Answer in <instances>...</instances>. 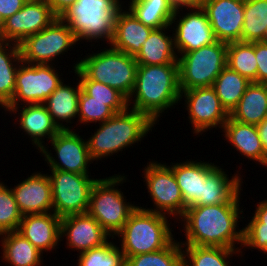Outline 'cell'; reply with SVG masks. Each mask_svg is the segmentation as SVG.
<instances>
[{"label":"cell","mask_w":267,"mask_h":266,"mask_svg":"<svg viewBox=\"0 0 267 266\" xmlns=\"http://www.w3.org/2000/svg\"><path fill=\"white\" fill-rule=\"evenodd\" d=\"M63 83L61 82L43 104L59 129H70L60 122L71 123L72 119L77 118L81 85L77 82L78 85L75 88Z\"/></svg>","instance_id":"obj_28"},{"label":"cell","mask_w":267,"mask_h":266,"mask_svg":"<svg viewBox=\"0 0 267 266\" xmlns=\"http://www.w3.org/2000/svg\"><path fill=\"white\" fill-rule=\"evenodd\" d=\"M256 206L254 216L249 223H264V226H267V200L260 201Z\"/></svg>","instance_id":"obj_45"},{"label":"cell","mask_w":267,"mask_h":266,"mask_svg":"<svg viewBox=\"0 0 267 266\" xmlns=\"http://www.w3.org/2000/svg\"><path fill=\"white\" fill-rule=\"evenodd\" d=\"M179 56L180 90L210 87L226 66L227 43L217 40Z\"/></svg>","instance_id":"obj_8"},{"label":"cell","mask_w":267,"mask_h":266,"mask_svg":"<svg viewBox=\"0 0 267 266\" xmlns=\"http://www.w3.org/2000/svg\"><path fill=\"white\" fill-rule=\"evenodd\" d=\"M220 166H215L202 182V196L194 206L226 204L240 202V191L244 183L241 175L234 174L231 179Z\"/></svg>","instance_id":"obj_22"},{"label":"cell","mask_w":267,"mask_h":266,"mask_svg":"<svg viewBox=\"0 0 267 266\" xmlns=\"http://www.w3.org/2000/svg\"><path fill=\"white\" fill-rule=\"evenodd\" d=\"M267 114V84L251 82L229 116L238 122L258 125Z\"/></svg>","instance_id":"obj_27"},{"label":"cell","mask_w":267,"mask_h":266,"mask_svg":"<svg viewBox=\"0 0 267 266\" xmlns=\"http://www.w3.org/2000/svg\"><path fill=\"white\" fill-rule=\"evenodd\" d=\"M263 253H266V254H267V247H266V249L263 251Z\"/></svg>","instance_id":"obj_50"},{"label":"cell","mask_w":267,"mask_h":266,"mask_svg":"<svg viewBox=\"0 0 267 266\" xmlns=\"http://www.w3.org/2000/svg\"><path fill=\"white\" fill-rule=\"evenodd\" d=\"M185 97V107L194 133L201 134L208 129H222L229 118V113L222 106L212 86L181 91L180 99Z\"/></svg>","instance_id":"obj_14"},{"label":"cell","mask_w":267,"mask_h":266,"mask_svg":"<svg viewBox=\"0 0 267 266\" xmlns=\"http://www.w3.org/2000/svg\"><path fill=\"white\" fill-rule=\"evenodd\" d=\"M28 0H0V12L4 20L18 12Z\"/></svg>","instance_id":"obj_43"},{"label":"cell","mask_w":267,"mask_h":266,"mask_svg":"<svg viewBox=\"0 0 267 266\" xmlns=\"http://www.w3.org/2000/svg\"><path fill=\"white\" fill-rule=\"evenodd\" d=\"M4 260L11 266H40L43 259L33 244L18 231L6 232L0 235Z\"/></svg>","instance_id":"obj_29"},{"label":"cell","mask_w":267,"mask_h":266,"mask_svg":"<svg viewBox=\"0 0 267 266\" xmlns=\"http://www.w3.org/2000/svg\"><path fill=\"white\" fill-rule=\"evenodd\" d=\"M99 124L97 131L87 139L93 161L138 143L155 125L145 114L129 107Z\"/></svg>","instance_id":"obj_3"},{"label":"cell","mask_w":267,"mask_h":266,"mask_svg":"<svg viewBox=\"0 0 267 266\" xmlns=\"http://www.w3.org/2000/svg\"><path fill=\"white\" fill-rule=\"evenodd\" d=\"M256 127L265 152V158L267 159V119H264Z\"/></svg>","instance_id":"obj_47"},{"label":"cell","mask_w":267,"mask_h":266,"mask_svg":"<svg viewBox=\"0 0 267 266\" xmlns=\"http://www.w3.org/2000/svg\"><path fill=\"white\" fill-rule=\"evenodd\" d=\"M183 248L175 239L165 248L126 258L125 266H183Z\"/></svg>","instance_id":"obj_36"},{"label":"cell","mask_w":267,"mask_h":266,"mask_svg":"<svg viewBox=\"0 0 267 266\" xmlns=\"http://www.w3.org/2000/svg\"><path fill=\"white\" fill-rule=\"evenodd\" d=\"M138 63L134 56L110 46L102 52L86 55L74 65L89 80L108 85L129 99L136 79Z\"/></svg>","instance_id":"obj_6"},{"label":"cell","mask_w":267,"mask_h":266,"mask_svg":"<svg viewBox=\"0 0 267 266\" xmlns=\"http://www.w3.org/2000/svg\"><path fill=\"white\" fill-rule=\"evenodd\" d=\"M171 3V6L174 8L175 11L180 10L182 11L183 7L184 8H198L202 7L204 2L206 0H169Z\"/></svg>","instance_id":"obj_46"},{"label":"cell","mask_w":267,"mask_h":266,"mask_svg":"<svg viewBox=\"0 0 267 266\" xmlns=\"http://www.w3.org/2000/svg\"><path fill=\"white\" fill-rule=\"evenodd\" d=\"M226 65L250 82L257 83L255 42H232L227 44Z\"/></svg>","instance_id":"obj_33"},{"label":"cell","mask_w":267,"mask_h":266,"mask_svg":"<svg viewBox=\"0 0 267 266\" xmlns=\"http://www.w3.org/2000/svg\"><path fill=\"white\" fill-rule=\"evenodd\" d=\"M239 202L226 204L191 206L186 208L180 221H184L186 241L181 245L223 247L239 249L243 245V228L239 227L241 218ZM241 244L236 248L235 244Z\"/></svg>","instance_id":"obj_1"},{"label":"cell","mask_w":267,"mask_h":266,"mask_svg":"<svg viewBox=\"0 0 267 266\" xmlns=\"http://www.w3.org/2000/svg\"><path fill=\"white\" fill-rule=\"evenodd\" d=\"M21 108L22 110L18 109ZM20 110L19 128L24 130L32 140L33 145L40 151L45 145L43 139L49 140L54 138L61 130L53 122V119L44 104H23V106H15L9 110V113H17Z\"/></svg>","instance_id":"obj_21"},{"label":"cell","mask_w":267,"mask_h":266,"mask_svg":"<svg viewBox=\"0 0 267 266\" xmlns=\"http://www.w3.org/2000/svg\"><path fill=\"white\" fill-rule=\"evenodd\" d=\"M119 0H76L59 17L73 31L77 42L106 40L110 44L116 16L122 9Z\"/></svg>","instance_id":"obj_5"},{"label":"cell","mask_w":267,"mask_h":266,"mask_svg":"<svg viewBox=\"0 0 267 266\" xmlns=\"http://www.w3.org/2000/svg\"><path fill=\"white\" fill-rule=\"evenodd\" d=\"M167 218L165 214L137 206L123 228L115 235L121 238L119 248L125 259L167 247L174 240Z\"/></svg>","instance_id":"obj_4"},{"label":"cell","mask_w":267,"mask_h":266,"mask_svg":"<svg viewBox=\"0 0 267 266\" xmlns=\"http://www.w3.org/2000/svg\"><path fill=\"white\" fill-rule=\"evenodd\" d=\"M222 128L225 139L232 143L241 155L258 161L260 165H266L267 159L256 125L241 123L229 116Z\"/></svg>","instance_id":"obj_25"},{"label":"cell","mask_w":267,"mask_h":266,"mask_svg":"<svg viewBox=\"0 0 267 266\" xmlns=\"http://www.w3.org/2000/svg\"><path fill=\"white\" fill-rule=\"evenodd\" d=\"M255 57L257 61V83L267 84V42H255Z\"/></svg>","instance_id":"obj_42"},{"label":"cell","mask_w":267,"mask_h":266,"mask_svg":"<svg viewBox=\"0 0 267 266\" xmlns=\"http://www.w3.org/2000/svg\"><path fill=\"white\" fill-rule=\"evenodd\" d=\"M244 246L264 251L267 247V226H264V223H248L243 228L242 247Z\"/></svg>","instance_id":"obj_41"},{"label":"cell","mask_w":267,"mask_h":266,"mask_svg":"<svg viewBox=\"0 0 267 266\" xmlns=\"http://www.w3.org/2000/svg\"><path fill=\"white\" fill-rule=\"evenodd\" d=\"M0 182V235L18 231L22 214L19 212L12 189Z\"/></svg>","instance_id":"obj_39"},{"label":"cell","mask_w":267,"mask_h":266,"mask_svg":"<svg viewBox=\"0 0 267 266\" xmlns=\"http://www.w3.org/2000/svg\"><path fill=\"white\" fill-rule=\"evenodd\" d=\"M50 142L58 159L52 156L46 146L39 151L44 155L50 169L89 174L87 169L93 160L89 154L87 141L78 133L71 129H61Z\"/></svg>","instance_id":"obj_13"},{"label":"cell","mask_w":267,"mask_h":266,"mask_svg":"<svg viewBox=\"0 0 267 266\" xmlns=\"http://www.w3.org/2000/svg\"><path fill=\"white\" fill-rule=\"evenodd\" d=\"M126 177L115 175L98 179L94 184L87 213L95 218L102 228L114 239L125 225L136 205L126 202L123 192L118 187Z\"/></svg>","instance_id":"obj_7"},{"label":"cell","mask_w":267,"mask_h":266,"mask_svg":"<svg viewBox=\"0 0 267 266\" xmlns=\"http://www.w3.org/2000/svg\"><path fill=\"white\" fill-rule=\"evenodd\" d=\"M52 12L60 17L66 9L73 5L76 0H47Z\"/></svg>","instance_id":"obj_44"},{"label":"cell","mask_w":267,"mask_h":266,"mask_svg":"<svg viewBox=\"0 0 267 266\" xmlns=\"http://www.w3.org/2000/svg\"><path fill=\"white\" fill-rule=\"evenodd\" d=\"M180 95L178 62L138 65L127 104L129 107L133 103L129 108L145 114L155 124L162 112L180 102Z\"/></svg>","instance_id":"obj_2"},{"label":"cell","mask_w":267,"mask_h":266,"mask_svg":"<svg viewBox=\"0 0 267 266\" xmlns=\"http://www.w3.org/2000/svg\"><path fill=\"white\" fill-rule=\"evenodd\" d=\"M180 10L175 11L171 25L176 24L174 29V46L178 55L199 49L203 46L216 42L208 16L202 7L191 8L185 15ZM179 16V20L178 17ZM182 17V18H181ZM177 20V21H175Z\"/></svg>","instance_id":"obj_16"},{"label":"cell","mask_w":267,"mask_h":266,"mask_svg":"<svg viewBox=\"0 0 267 266\" xmlns=\"http://www.w3.org/2000/svg\"><path fill=\"white\" fill-rule=\"evenodd\" d=\"M56 18L47 0H28L18 12L5 20L0 41L19 45L29 35L48 27Z\"/></svg>","instance_id":"obj_15"},{"label":"cell","mask_w":267,"mask_h":266,"mask_svg":"<svg viewBox=\"0 0 267 266\" xmlns=\"http://www.w3.org/2000/svg\"><path fill=\"white\" fill-rule=\"evenodd\" d=\"M250 83L246 77L241 76L226 65L217 76L212 87L222 106L230 114L238 105L240 98Z\"/></svg>","instance_id":"obj_32"},{"label":"cell","mask_w":267,"mask_h":266,"mask_svg":"<svg viewBox=\"0 0 267 266\" xmlns=\"http://www.w3.org/2000/svg\"><path fill=\"white\" fill-rule=\"evenodd\" d=\"M128 7L140 22L153 29L171 26L175 14L169 0H131Z\"/></svg>","instance_id":"obj_31"},{"label":"cell","mask_w":267,"mask_h":266,"mask_svg":"<svg viewBox=\"0 0 267 266\" xmlns=\"http://www.w3.org/2000/svg\"><path fill=\"white\" fill-rule=\"evenodd\" d=\"M240 1H242L243 3H245V2H249V1H253V0H240Z\"/></svg>","instance_id":"obj_49"},{"label":"cell","mask_w":267,"mask_h":266,"mask_svg":"<svg viewBox=\"0 0 267 266\" xmlns=\"http://www.w3.org/2000/svg\"><path fill=\"white\" fill-rule=\"evenodd\" d=\"M267 34V0L244 3L243 42L265 41Z\"/></svg>","instance_id":"obj_34"},{"label":"cell","mask_w":267,"mask_h":266,"mask_svg":"<svg viewBox=\"0 0 267 266\" xmlns=\"http://www.w3.org/2000/svg\"><path fill=\"white\" fill-rule=\"evenodd\" d=\"M18 232L40 252L51 251L61 240V218L54 212L22 216Z\"/></svg>","instance_id":"obj_20"},{"label":"cell","mask_w":267,"mask_h":266,"mask_svg":"<svg viewBox=\"0 0 267 266\" xmlns=\"http://www.w3.org/2000/svg\"><path fill=\"white\" fill-rule=\"evenodd\" d=\"M4 22H5V20L3 19L1 12H0V36H1L3 26H4Z\"/></svg>","instance_id":"obj_48"},{"label":"cell","mask_w":267,"mask_h":266,"mask_svg":"<svg viewBox=\"0 0 267 266\" xmlns=\"http://www.w3.org/2000/svg\"><path fill=\"white\" fill-rule=\"evenodd\" d=\"M53 212L60 218L87 213L91 190L98 180L88 174L51 169Z\"/></svg>","instance_id":"obj_9"},{"label":"cell","mask_w":267,"mask_h":266,"mask_svg":"<svg viewBox=\"0 0 267 266\" xmlns=\"http://www.w3.org/2000/svg\"><path fill=\"white\" fill-rule=\"evenodd\" d=\"M153 30L140 22L129 10L121 9L116 16L114 34L109 45L135 57Z\"/></svg>","instance_id":"obj_23"},{"label":"cell","mask_w":267,"mask_h":266,"mask_svg":"<svg viewBox=\"0 0 267 266\" xmlns=\"http://www.w3.org/2000/svg\"><path fill=\"white\" fill-rule=\"evenodd\" d=\"M53 64H28L21 62L16 74L15 92L12 100L4 107L9 111L22 104H43L61 84ZM24 102V103H23Z\"/></svg>","instance_id":"obj_11"},{"label":"cell","mask_w":267,"mask_h":266,"mask_svg":"<svg viewBox=\"0 0 267 266\" xmlns=\"http://www.w3.org/2000/svg\"><path fill=\"white\" fill-rule=\"evenodd\" d=\"M73 70L80 78L78 81L81 90L90 96V100L109 101V107L115 113L122 112L128 107L127 99L119 91L103 83L89 80L78 68Z\"/></svg>","instance_id":"obj_37"},{"label":"cell","mask_w":267,"mask_h":266,"mask_svg":"<svg viewBox=\"0 0 267 266\" xmlns=\"http://www.w3.org/2000/svg\"><path fill=\"white\" fill-rule=\"evenodd\" d=\"M12 44V46H11ZM22 62L19 45L0 41V107L4 108L13 98L16 74Z\"/></svg>","instance_id":"obj_30"},{"label":"cell","mask_w":267,"mask_h":266,"mask_svg":"<svg viewBox=\"0 0 267 266\" xmlns=\"http://www.w3.org/2000/svg\"><path fill=\"white\" fill-rule=\"evenodd\" d=\"M215 163L186 161L171 165L173 174L177 180L183 200L184 213L186 208L194 206L202 196V182L207 174L216 166Z\"/></svg>","instance_id":"obj_24"},{"label":"cell","mask_w":267,"mask_h":266,"mask_svg":"<svg viewBox=\"0 0 267 266\" xmlns=\"http://www.w3.org/2000/svg\"><path fill=\"white\" fill-rule=\"evenodd\" d=\"M77 43L73 31L57 17L48 27L29 35L20 44V55L28 64H52ZM70 47V48H69Z\"/></svg>","instance_id":"obj_10"},{"label":"cell","mask_w":267,"mask_h":266,"mask_svg":"<svg viewBox=\"0 0 267 266\" xmlns=\"http://www.w3.org/2000/svg\"><path fill=\"white\" fill-rule=\"evenodd\" d=\"M216 40L224 43L241 41L244 3L240 0H206L202 6Z\"/></svg>","instance_id":"obj_17"},{"label":"cell","mask_w":267,"mask_h":266,"mask_svg":"<svg viewBox=\"0 0 267 266\" xmlns=\"http://www.w3.org/2000/svg\"><path fill=\"white\" fill-rule=\"evenodd\" d=\"M182 247L185 248V251H182L183 266H229L228 259L233 256L232 254L236 255L238 252L242 254L239 249L223 247L193 245H182Z\"/></svg>","instance_id":"obj_35"},{"label":"cell","mask_w":267,"mask_h":266,"mask_svg":"<svg viewBox=\"0 0 267 266\" xmlns=\"http://www.w3.org/2000/svg\"><path fill=\"white\" fill-rule=\"evenodd\" d=\"M60 236L66 237L67 247L79 253L102 246L111 237L88 213L62 217Z\"/></svg>","instance_id":"obj_18"},{"label":"cell","mask_w":267,"mask_h":266,"mask_svg":"<svg viewBox=\"0 0 267 266\" xmlns=\"http://www.w3.org/2000/svg\"><path fill=\"white\" fill-rule=\"evenodd\" d=\"M146 186L155 204L154 209L143 208L148 211L178 216L184 215V200L177 184V180L170 166L158 162H149L143 170Z\"/></svg>","instance_id":"obj_12"},{"label":"cell","mask_w":267,"mask_h":266,"mask_svg":"<svg viewBox=\"0 0 267 266\" xmlns=\"http://www.w3.org/2000/svg\"><path fill=\"white\" fill-rule=\"evenodd\" d=\"M22 215L53 212L51 182L48 174L33 173L11 188Z\"/></svg>","instance_id":"obj_19"},{"label":"cell","mask_w":267,"mask_h":266,"mask_svg":"<svg viewBox=\"0 0 267 266\" xmlns=\"http://www.w3.org/2000/svg\"><path fill=\"white\" fill-rule=\"evenodd\" d=\"M78 266H125L123 252L115 243L106 242L102 246L79 253Z\"/></svg>","instance_id":"obj_38"},{"label":"cell","mask_w":267,"mask_h":266,"mask_svg":"<svg viewBox=\"0 0 267 266\" xmlns=\"http://www.w3.org/2000/svg\"><path fill=\"white\" fill-rule=\"evenodd\" d=\"M154 29L147 40L143 43L141 50L135 56L138 65H161L178 62L175 52L174 35H166L167 28ZM165 32V33H164Z\"/></svg>","instance_id":"obj_26"},{"label":"cell","mask_w":267,"mask_h":266,"mask_svg":"<svg viewBox=\"0 0 267 266\" xmlns=\"http://www.w3.org/2000/svg\"><path fill=\"white\" fill-rule=\"evenodd\" d=\"M115 114L109 107V101L90 100V96L81 90L78 102V121L80 123H103Z\"/></svg>","instance_id":"obj_40"}]
</instances>
